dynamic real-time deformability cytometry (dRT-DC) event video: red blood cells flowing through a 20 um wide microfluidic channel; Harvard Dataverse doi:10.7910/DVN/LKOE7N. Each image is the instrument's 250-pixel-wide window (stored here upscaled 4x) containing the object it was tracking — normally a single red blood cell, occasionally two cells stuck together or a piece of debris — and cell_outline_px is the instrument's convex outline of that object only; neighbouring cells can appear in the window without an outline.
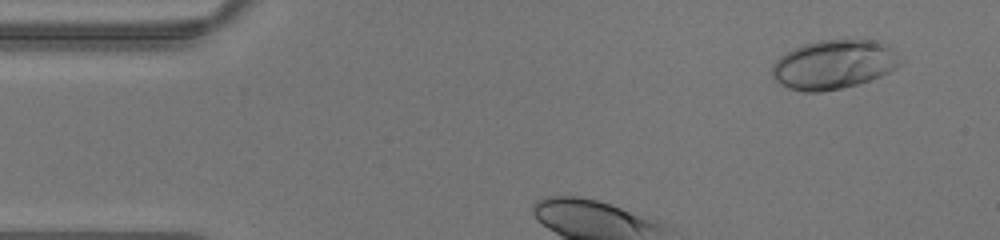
{"species": "human", "species_latin": "Homo sapiens", "temperature_condition": "warm", "stored_images_in_passage": 27, "camera_frame_rate_fps": 3000, "um_per_image_px": 0.085, "donor": {"sex": "male"}, "frame": {"image": 1, "passage_image": 3, "time_ms": 0.667, "image_size_px": [1000, 240], "cell_outline_px": [[904, 60], [896, 68], [872, 80], [860, 84], [820, 92], [804, 92], [788, 88], [780, 84], [772, 76], [772, 64], [780, 56], [792, 48], [804, 44], [820, 40], [876, 40], [888, 44]], "centroid_in_image_um": [70.89, 5.48], "position_along_channel_um": 14.1, "area_um2": 37.05}}
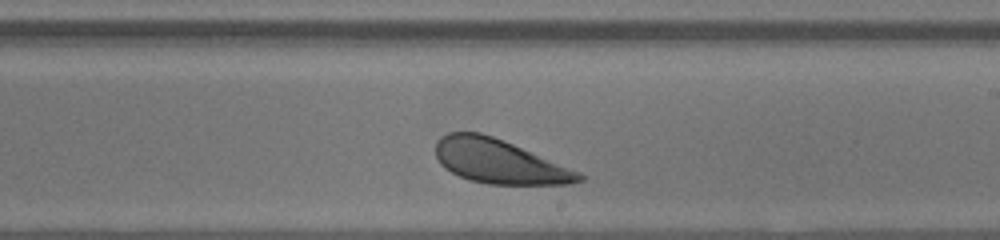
{"frame": {"image": 2, "passage_image": 19, "time_ms": 6.0, "image_size_px": [1000, 240], "cell_outline_px": [[584, 180], [568, 184], [488, 184], [472, 180], [460, 176], [444, 168], [440, 164], [436, 156], [436, 140], [440, 136], [448, 132], [480, 132], [492, 136], [512, 144], [580, 172], [584, 176]], "centroid_in_image_um": [42.39, 13.72], "position_along_channel_um": 246.6, "area_um2": 36.41}}
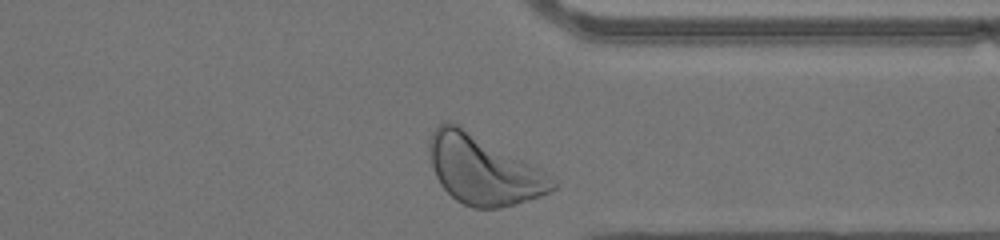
{"frame": {"image": 3, "passage_image": 27, "time_ms": 8.667, "image_size_px": [1000, 240], "cell_outline_px": [[556, 188], [540, 196], [500, 208], [472, 208], [456, 200], [440, 184], [436, 176], [428, 152], [428, 144], [432, 132], [444, 120], [448, 120], [460, 124], [540, 168], [556, 184]], "centroid_in_image_um": [41.03, 14.4], "position_along_channel_um": 370.4, "area_um2": 49.42}}